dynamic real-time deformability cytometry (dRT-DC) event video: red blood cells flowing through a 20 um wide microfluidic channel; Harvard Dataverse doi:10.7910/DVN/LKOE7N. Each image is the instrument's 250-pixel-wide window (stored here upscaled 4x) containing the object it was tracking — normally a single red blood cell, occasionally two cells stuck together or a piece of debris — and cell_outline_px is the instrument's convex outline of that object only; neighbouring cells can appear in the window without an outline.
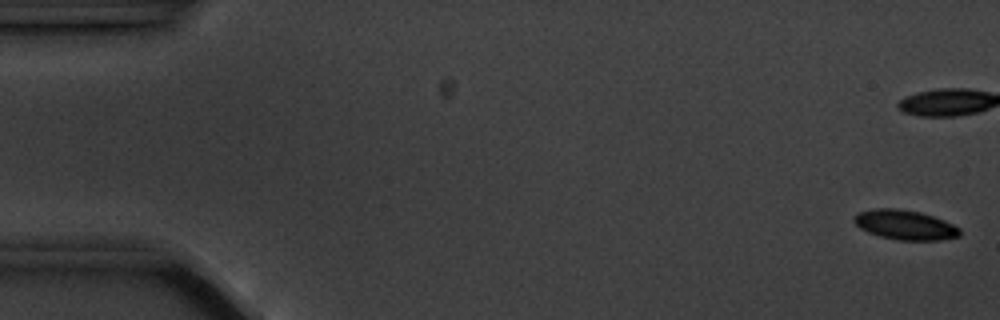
{"species": "common noctule bat (a hibernating species)", "species_latin": "Nyctalus noctula", "temperature_condition": "cold", "stored_images_in_passage": 5, "camera_frame_rate_fps": 3000, "um_per_image_px": 0.085, "animal": {"sex": "male", "body_mass_g": 20.1, "forearm_length_mm": 53.5}, "frame": {"image": 1, "passage_image": 1, "time_ms": 0.0, "image_size_px": [1000, 320], "cell_outline_px": [[960, 236], [940, 240], [900, 240], [880, 236], [868, 232], [860, 228], [852, 220], [852, 216], [860, 212], [872, 208], [900, 208], [920, 212], [944, 220], [960, 228]], "centroid_in_image_um": [76.91, 19.1], "position_along_channel_um": 8.1, "area_um2": 18.32}}